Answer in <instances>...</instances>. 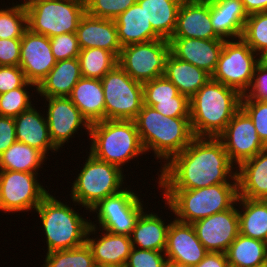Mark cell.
I'll list each match as a JSON object with an SVG mask.
<instances>
[{"mask_svg": "<svg viewBox=\"0 0 267 267\" xmlns=\"http://www.w3.org/2000/svg\"><path fill=\"white\" fill-rule=\"evenodd\" d=\"M49 39L53 56L57 61L79 56L81 49L76 33H64Z\"/></svg>", "mask_w": 267, "mask_h": 267, "instance_id": "b9f144b4", "label": "cell"}, {"mask_svg": "<svg viewBox=\"0 0 267 267\" xmlns=\"http://www.w3.org/2000/svg\"><path fill=\"white\" fill-rule=\"evenodd\" d=\"M164 252L168 260L192 266L197 265L208 254L197 238L193 225L175 218L170 221Z\"/></svg>", "mask_w": 267, "mask_h": 267, "instance_id": "ac0fdd59", "label": "cell"}, {"mask_svg": "<svg viewBox=\"0 0 267 267\" xmlns=\"http://www.w3.org/2000/svg\"><path fill=\"white\" fill-rule=\"evenodd\" d=\"M78 59L82 77L100 80L118 64L114 53L98 47L81 49Z\"/></svg>", "mask_w": 267, "mask_h": 267, "instance_id": "e575fe53", "label": "cell"}, {"mask_svg": "<svg viewBox=\"0 0 267 267\" xmlns=\"http://www.w3.org/2000/svg\"><path fill=\"white\" fill-rule=\"evenodd\" d=\"M37 1L39 0H22L21 2L23 3L19 4V2L18 3L16 2V6L27 8L28 6L32 5L33 3Z\"/></svg>", "mask_w": 267, "mask_h": 267, "instance_id": "db71d44e", "label": "cell"}, {"mask_svg": "<svg viewBox=\"0 0 267 267\" xmlns=\"http://www.w3.org/2000/svg\"><path fill=\"white\" fill-rule=\"evenodd\" d=\"M28 29L49 38L76 33L86 13L83 0H39L26 8Z\"/></svg>", "mask_w": 267, "mask_h": 267, "instance_id": "ba28073f", "label": "cell"}, {"mask_svg": "<svg viewBox=\"0 0 267 267\" xmlns=\"http://www.w3.org/2000/svg\"><path fill=\"white\" fill-rule=\"evenodd\" d=\"M241 108L252 119L257 134L267 146V101L241 100Z\"/></svg>", "mask_w": 267, "mask_h": 267, "instance_id": "7bdbcfd3", "label": "cell"}, {"mask_svg": "<svg viewBox=\"0 0 267 267\" xmlns=\"http://www.w3.org/2000/svg\"><path fill=\"white\" fill-rule=\"evenodd\" d=\"M193 267H229L226 253L208 252V254Z\"/></svg>", "mask_w": 267, "mask_h": 267, "instance_id": "f907efd6", "label": "cell"}, {"mask_svg": "<svg viewBox=\"0 0 267 267\" xmlns=\"http://www.w3.org/2000/svg\"><path fill=\"white\" fill-rule=\"evenodd\" d=\"M82 77L78 57L59 60L37 86L41 97H68Z\"/></svg>", "mask_w": 267, "mask_h": 267, "instance_id": "4316f807", "label": "cell"}, {"mask_svg": "<svg viewBox=\"0 0 267 267\" xmlns=\"http://www.w3.org/2000/svg\"><path fill=\"white\" fill-rule=\"evenodd\" d=\"M163 267H193L192 265L181 264L172 260H166Z\"/></svg>", "mask_w": 267, "mask_h": 267, "instance_id": "f5cc1de1", "label": "cell"}, {"mask_svg": "<svg viewBox=\"0 0 267 267\" xmlns=\"http://www.w3.org/2000/svg\"><path fill=\"white\" fill-rule=\"evenodd\" d=\"M165 205L175 219L190 223L236 205L238 183H222L198 189H162Z\"/></svg>", "mask_w": 267, "mask_h": 267, "instance_id": "277c9868", "label": "cell"}, {"mask_svg": "<svg viewBox=\"0 0 267 267\" xmlns=\"http://www.w3.org/2000/svg\"><path fill=\"white\" fill-rule=\"evenodd\" d=\"M164 76L189 99L210 79L211 75L195 65L178 59L171 52L166 59Z\"/></svg>", "mask_w": 267, "mask_h": 267, "instance_id": "f1b7e54d", "label": "cell"}, {"mask_svg": "<svg viewBox=\"0 0 267 267\" xmlns=\"http://www.w3.org/2000/svg\"><path fill=\"white\" fill-rule=\"evenodd\" d=\"M169 226L158 214L143 211L130 235L132 246L164 252Z\"/></svg>", "mask_w": 267, "mask_h": 267, "instance_id": "f546056e", "label": "cell"}, {"mask_svg": "<svg viewBox=\"0 0 267 267\" xmlns=\"http://www.w3.org/2000/svg\"><path fill=\"white\" fill-rule=\"evenodd\" d=\"M33 105L30 109L14 117L16 139L41 151L45 156L51 152L59 151L52 143L49 136L47 119Z\"/></svg>", "mask_w": 267, "mask_h": 267, "instance_id": "603a6c76", "label": "cell"}, {"mask_svg": "<svg viewBox=\"0 0 267 267\" xmlns=\"http://www.w3.org/2000/svg\"><path fill=\"white\" fill-rule=\"evenodd\" d=\"M241 39L258 56L267 49V11L248 15Z\"/></svg>", "mask_w": 267, "mask_h": 267, "instance_id": "74e56055", "label": "cell"}, {"mask_svg": "<svg viewBox=\"0 0 267 267\" xmlns=\"http://www.w3.org/2000/svg\"><path fill=\"white\" fill-rule=\"evenodd\" d=\"M42 267H95L92 251L87 243L82 246L46 253Z\"/></svg>", "mask_w": 267, "mask_h": 267, "instance_id": "d590c367", "label": "cell"}, {"mask_svg": "<svg viewBox=\"0 0 267 267\" xmlns=\"http://www.w3.org/2000/svg\"><path fill=\"white\" fill-rule=\"evenodd\" d=\"M134 121L145 152H154L155 159L160 160L162 166L194 138L190 117L163 116L145 104Z\"/></svg>", "mask_w": 267, "mask_h": 267, "instance_id": "7a4b0ae2", "label": "cell"}, {"mask_svg": "<svg viewBox=\"0 0 267 267\" xmlns=\"http://www.w3.org/2000/svg\"><path fill=\"white\" fill-rule=\"evenodd\" d=\"M183 0H137L144 9L153 30L163 39L169 40L176 27L179 7Z\"/></svg>", "mask_w": 267, "mask_h": 267, "instance_id": "1f68e13d", "label": "cell"}, {"mask_svg": "<svg viewBox=\"0 0 267 267\" xmlns=\"http://www.w3.org/2000/svg\"><path fill=\"white\" fill-rule=\"evenodd\" d=\"M258 62L259 56L241 38L225 40L211 79L244 95L252 83Z\"/></svg>", "mask_w": 267, "mask_h": 267, "instance_id": "30bf717a", "label": "cell"}, {"mask_svg": "<svg viewBox=\"0 0 267 267\" xmlns=\"http://www.w3.org/2000/svg\"><path fill=\"white\" fill-rule=\"evenodd\" d=\"M217 138L236 167L267 147L257 134L252 119L242 108L234 114Z\"/></svg>", "mask_w": 267, "mask_h": 267, "instance_id": "5bb4252c", "label": "cell"}, {"mask_svg": "<svg viewBox=\"0 0 267 267\" xmlns=\"http://www.w3.org/2000/svg\"><path fill=\"white\" fill-rule=\"evenodd\" d=\"M259 62L267 66V49L259 55Z\"/></svg>", "mask_w": 267, "mask_h": 267, "instance_id": "11a10c76", "label": "cell"}, {"mask_svg": "<svg viewBox=\"0 0 267 267\" xmlns=\"http://www.w3.org/2000/svg\"><path fill=\"white\" fill-rule=\"evenodd\" d=\"M170 53L167 39H157L122 47L118 65L133 79L144 83L163 76Z\"/></svg>", "mask_w": 267, "mask_h": 267, "instance_id": "7c38bea8", "label": "cell"}, {"mask_svg": "<svg viewBox=\"0 0 267 267\" xmlns=\"http://www.w3.org/2000/svg\"><path fill=\"white\" fill-rule=\"evenodd\" d=\"M89 152L119 167L146 154L134 120H103L90 125Z\"/></svg>", "mask_w": 267, "mask_h": 267, "instance_id": "5b68a950", "label": "cell"}, {"mask_svg": "<svg viewBox=\"0 0 267 267\" xmlns=\"http://www.w3.org/2000/svg\"><path fill=\"white\" fill-rule=\"evenodd\" d=\"M225 39L171 37L170 52L183 61L203 69L210 75L216 69Z\"/></svg>", "mask_w": 267, "mask_h": 267, "instance_id": "ffe728a7", "label": "cell"}, {"mask_svg": "<svg viewBox=\"0 0 267 267\" xmlns=\"http://www.w3.org/2000/svg\"><path fill=\"white\" fill-rule=\"evenodd\" d=\"M106 120H134L143 105V83L133 80L118 64L102 79Z\"/></svg>", "mask_w": 267, "mask_h": 267, "instance_id": "9c48e42d", "label": "cell"}, {"mask_svg": "<svg viewBox=\"0 0 267 267\" xmlns=\"http://www.w3.org/2000/svg\"><path fill=\"white\" fill-rule=\"evenodd\" d=\"M241 2L248 15L267 11V0H241Z\"/></svg>", "mask_w": 267, "mask_h": 267, "instance_id": "816d5d0a", "label": "cell"}, {"mask_svg": "<svg viewBox=\"0 0 267 267\" xmlns=\"http://www.w3.org/2000/svg\"><path fill=\"white\" fill-rule=\"evenodd\" d=\"M47 156L36 148L15 141L0 155V170L38 173Z\"/></svg>", "mask_w": 267, "mask_h": 267, "instance_id": "d6a6232c", "label": "cell"}, {"mask_svg": "<svg viewBox=\"0 0 267 267\" xmlns=\"http://www.w3.org/2000/svg\"><path fill=\"white\" fill-rule=\"evenodd\" d=\"M44 100L48 102L45 101L47 108L45 114L49 136L58 150L68 143V140L74 137L81 128H84L89 135V122L68 97H49Z\"/></svg>", "mask_w": 267, "mask_h": 267, "instance_id": "9a60e30c", "label": "cell"}, {"mask_svg": "<svg viewBox=\"0 0 267 267\" xmlns=\"http://www.w3.org/2000/svg\"><path fill=\"white\" fill-rule=\"evenodd\" d=\"M39 173L0 170V211H33L48 191L39 183Z\"/></svg>", "mask_w": 267, "mask_h": 267, "instance_id": "4fadbf2b", "label": "cell"}, {"mask_svg": "<svg viewBox=\"0 0 267 267\" xmlns=\"http://www.w3.org/2000/svg\"><path fill=\"white\" fill-rule=\"evenodd\" d=\"M241 100L267 101V66L258 62L252 83Z\"/></svg>", "mask_w": 267, "mask_h": 267, "instance_id": "f6af8a7d", "label": "cell"}, {"mask_svg": "<svg viewBox=\"0 0 267 267\" xmlns=\"http://www.w3.org/2000/svg\"><path fill=\"white\" fill-rule=\"evenodd\" d=\"M242 95L210 79L190 98V124L194 137H217L241 108Z\"/></svg>", "mask_w": 267, "mask_h": 267, "instance_id": "3957f363", "label": "cell"}, {"mask_svg": "<svg viewBox=\"0 0 267 267\" xmlns=\"http://www.w3.org/2000/svg\"><path fill=\"white\" fill-rule=\"evenodd\" d=\"M127 188L107 196L90 209L91 213L97 214L95 222H98V231L102 229L112 234L131 235L145 208L141 196Z\"/></svg>", "mask_w": 267, "mask_h": 267, "instance_id": "8fae6325", "label": "cell"}, {"mask_svg": "<svg viewBox=\"0 0 267 267\" xmlns=\"http://www.w3.org/2000/svg\"><path fill=\"white\" fill-rule=\"evenodd\" d=\"M21 38L0 39V66L20 65Z\"/></svg>", "mask_w": 267, "mask_h": 267, "instance_id": "c3c4849f", "label": "cell"}, {"mask_svg": "<svg viewBox=\"0 0 267 267\" xmlns=\"http://www.w3.org/2000/svg\"><path fill=\"white\" fill-rule=\"evenodd\" d=\"M26 81L19 66H0V94L19 88Z\"/></svg>", "mask_w": 267, "mask_h": 267, "instance_id": "7dc6e473", "label": "cell"}, {"mask_svg": "<svg viewBox=\"0 0 267 267\" xmlns=\"http://www.w3.org/2000/svg\"><path fill=\"white\" fill-rule=\"evenodd\" d=\"M236 204L240 234L267 243V200L238 197Z\"/></svg>", "mask_w": 267, "mask_h": 267, "instance_id": "4dcf8cb0", "label": "cell"}, {"mask_svg": "<svg viewBox=\"0 0 267 267\" xmlns=\"http://www.w3.org/2000/svg\"><path fill=\"white\" fill-rule=\"evenodd\" d=\"M255 267H267V261L265 263H263V264L255 266Z\"/></svg>", "mask_w": 267, "mask_h": 267, "instance_id": "6f0895ef", "label": "cell"}, {"mask_svg": "<svg viewBox=\"0 0 267 267\" xmlns=\"http://www.w3.org/2000/svg\"><path fill=\"white\" fill-rule=\"evenodd\" d=\"M118 39L122 47L162 39L147 20L144 9L136 2L116 19Z\"/></svg>", "mask_w": 267, "mask_h": 267, "instance_id": "83f0119b", "label": "cell"}, {"mask_svg": "<svg viewBox=\"0 0 267 267\" xmlns=\"http://www.w3.org/2000/svg\"><path fill=\"white\" fill-rule=\"evenodd\" d=\"M95 267H122V266H112V265H96Z\"/></svg>", "mask_w": 267, "mask_h": 267, "instance_id": "9f6ffc18", "label": "cell"}, {"mask_svg": "<svg viewBox=\"0 0 267 267\" xmlns=\"http://www.w3.org/2000/svg\"><path fill=\"white\" fill-rule=\"evenodd\" d=\"M36 212L45 234L47 253L76 248L86 243L91 220L83 218L56 196L48 193L35 209Z\"/></svg>", "mask_w": 267, "mask_h": 267, "instance_id": "8992f818", "label": "cell"}, {"mask_svg": "<svg viewBox=\"0 0 267 267\" xmlns=\"http://www.w3.org/2000/svg\"><path fill=\"white\" fill-rule=\"evenodd\" d=\"M15 141V121L13 117L0 116V155Z\"/></svg>", "mask_w": 267, "mask_h": 267, "instance_id": "681fc988", "label": "cell"}, {"mask_svg": "<svg viewBox=\"0 0 267 267\" xmlns=\"http://www.w3.org/2000/svg\"><path fill=\"white\" fill-rule=\"evenodd\" d=\"M238 206L192 223L197 238L208 252L226 253L231 243L240 234Z\"/></svg>", "mask_w": 267, "mask_h": 267, "instance_id": "2e32d148", "label": "cell"}, {"mask_svg": "<svg viewBox=\"0 0 267 267\" xmlns=\"http://www.w3.org/2000/svg\"><path fill=\"white\" fill-rule=\"evenodd\" d=\"M236 169L217 137H194L183 151L160 167L157 183L160 190L238 183Z\"/></svg>", "mask_w": 267, "mask_h": 267, "instance_id": "6da1fadb", "label": "cell"}, {"mask_svg": "<svg viewBox=\"0 0 267 267\" xmlns=\"http://www.w3.org/2000/svg\"><path fill=\"white\" fill-rule=\"evenodd\" d=\"M76 35L80 49H104L119 57L122 46L118 39L115 20L93 17L85 13L78 24Z\"/></svg>", "mask_w": 267, "mask_h": 267, "instance_id": "7402d4cb", "label": "cell"}, {"mask_svg": "<svg viewBox=\"0 0 267 267\" xmlns=\"http://www.w3.org/2000/svg\"><path fill=\"white\" fill-rule=\"evenodd\" d=\"M85 161L72 183L70 198L74 206L82 205L90 211L100 200L123 190L126 177L119 167L97 159L91 153Z\"/></svg>", "mask_w": 267, "mask_h": 267, "instance_id": "52a82bcc", "label": "cell"}, {"mask_svg": "<svg viewBox=\"0 0 267 267\" xmlns=\"http://www.w3.org/2000/svg\"><path fill=\"white\" fill-rule=\"evenodd\" d=\"M153 107L163 116L190 117V99L180 93L173 100L157 101Z\"/></svg>", "mask_w": 267, "mask_h": 267, "instance_id": "bcb514c9", "label": "cell"}, {"mask_svg": "<svg viewBox=\"0 0 267 267\" xmlns=\"http://www.w3.org/2000/svg\"><path fill=\"white\" fill-rule=\"evenodd\" d=\"M226 256L229 267H255L267 261V243L239 234Z\"/></svg>", "mask_w": 267, "mask_h": 267, "instance_id": "836d02e7", "label": "cell"}, {"mask_svg": "<svg viewBox=\"0 0 267 267\" xmlns=\"http://www.w3.org/2000/svg\"><path fill=\"white\" fill-rule=\"evenodd\" d=\"M137 0H85L86 13L97 18L115 20Z\"/></svg>", "mask_w": 267, "mask_h": 267, "instance_id": "60d3db41", "label": "cell"}, {"mask_svg": "<svg viewBox=\"0 0 267 267\" xmlns=\"http://www.w3.org/2000/svg\"><path fill=\"white\" fill-rule=\"evenodd\" d=\"M236 170L238 197L267 200V147Z\"/></svg>", "mask_w": 267, "mask_h": 267, "instance_id": "d4e9b609", "label": "cell"}, {"mask_svg": "<svg viewBox=\"0 0 267 267\" xmlns=\"http://www.w3.org/2000/svg\"><path fill=\"white\" fill-rule=\"evenodd\" d=\"M214 31L225 40L240 39L248 18L241 0H210Z\"/></svg>", "mask_w": 267, "mask_h": 267, "instance_id": "cb8c5ba5", "label": "cell"}, {"mask_svg": "<svg viewBox=\"0 0 267 267\" xmlns=\"http://www.w3.org/2000/svg\"><path fill=\"white\" fill-rule=\"evenodd\" d=\"M166 260L165 252L133 247L124 267H163Z\"/></svg>", "mask_w": 267, "mask_h": 267, "instance_id": "ee69618b", "label": "cell"}, {"mask_svg": "<svg viewBox=\"0 0 267 267\" xmlns=\"http://www.w3.org/2000/svg\"><path fill=\"white\" fill-rule=\"evenodd\" d=\"M177 87L164 75L143 83V104L153 107L157 101L173 100Z\"/></svg>", "mask_w": 267, "mask_h": 267, "instance_id": "ab89813d", "label": "cell"}, {"mask_svg": "<svg viewBox=\"0 0 267 267\" xmlns=\"http://www.w3.org/2000/svg\"><path fill=\"white\" fill-rule=\"evenodd\" d=\"M68 98L90 125L105 120V99L100 79L81 77Z\"/></svg>", "mask_w": 267, "mask_h": 267, "instance_id": "484cf974", "label": "cell"}, {"mask_svg": "<svg viewBox=\"0 0 267 267\" xmlns=\"http://www.w3.org/2000/svg\"><path fill=\"white\" fill-rule=\"evenodd\" d=\"M172 37L222 39L211 24L210 0H183Z\"/></svg>", "mask_w": 267, "mask_h": 267, "instance_id": "d6986e66", "label": "cell"}, {"mask_svg": "<svg viewBox=\"0 0 267 267\" xmlns=\"http://www.w3.org/2000/svg\"><path fill=\"white\" fill-rule=\"evenodd\" d=\"M97 227L94 221H90L86 236V243L92 251L95 264L124 267L133 248L130 236L112 234L102 229L101 234L96 235ZM92 234L98 237L91 238Z\"/></svg>", "mask_w": 267, "mask_h": 267, "instance_id": "44dd1931", "label": "cell"}, {"mask_svg": "<svg viewBox=\"0 0 267 267\" xmlns=\"http://www.w3.org/2000/svg\"><path fill=\"white\" fill-rule=\"evenodd\" d=\"M13 3L0 8V39L22 38L28 28L26 8Z\"/></svg>", "mask_w": 267, "mask_h": 267, "instance_id": "f35d334b", "label": "cell"}, {"mask_svg": "<svg viewBox=\"0 0 267 267\" xmlns=\"http://www.w3.org/2000/svg\"><path fill=\"white\" fill-rule=\"evenodd\" d=\"M56 63L49 37L27 28L21 38L19 65L26 80L38 86Z\"/></svg>", "mask_w": 267, "mask_h": 267, "instance_id": "e0dca14e", "label": "cell"}, {"mask_svg": "<svg viewBox=\"0 0 267 267\" xmlns=\"http://www.w3.org/2000/svg\"><path fill=\"white\" fill-rule=\"evenodd\" d=\"M28 87L37 93V86L26 81L21 87L0 94V116L14 118L34 105L31 103L33 93L27 90Z\"/></svg>", "mask_w": 267, "mask_h": 267, "instance_id": "8d00e7d4", "label": "cell"}]
</instances>
